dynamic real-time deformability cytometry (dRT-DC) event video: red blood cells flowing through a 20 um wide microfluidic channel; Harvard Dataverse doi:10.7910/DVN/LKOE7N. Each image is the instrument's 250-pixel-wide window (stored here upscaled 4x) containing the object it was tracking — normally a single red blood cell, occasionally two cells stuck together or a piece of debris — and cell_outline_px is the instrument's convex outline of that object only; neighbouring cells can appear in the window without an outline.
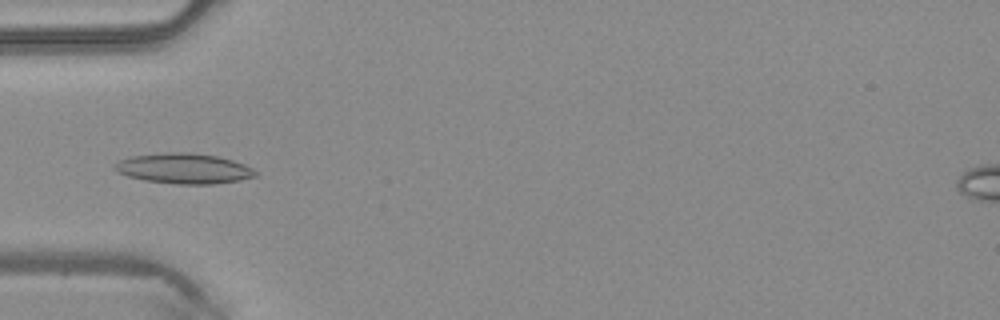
{"species": "common noctule bat (a hibernating species)", "species_latin": "Nyctalus noctula", "temperature_condition": "warm", "stored_images_in_passage": 33, "camera_frame_rate_fps": 3000, "um_per_image_px": 0.085, "animal": {"sex": "male", "body_mass_g": 20.4}, "frame": {"image": 1, "passage_image": 1, "time_ms": 0.0, "image_size_px": [1000, 320], "cell_outline_px": [[256, 176], [240, 180], [212, 184], [176, 184], [144, 180], [128, 176], [116, 172], [112, 168], [120, 160], [132, 156], [172, 152], [184, 152], [216, 156], [232, 160], [244, 164], [252, 168], [256, 172]], "centroid_in_image_um": [15.61, 14.33], "position_along_channel_um": 69.4, "area_um2": 24.62}}
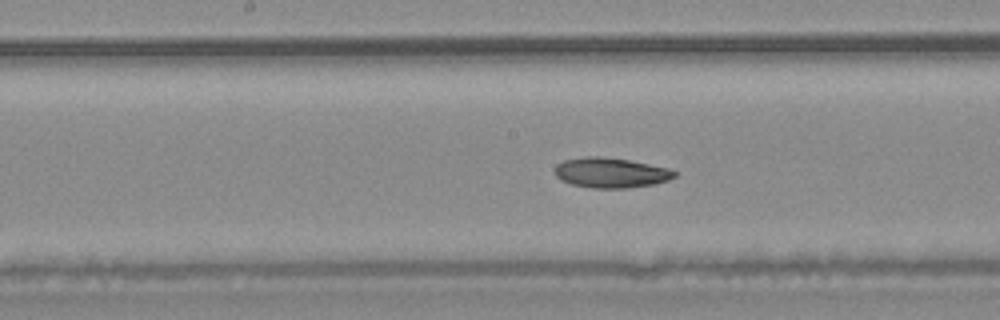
{"frame": {"image": 2, "passage_image": 10, "time_ms": 3.0, "image_size_px": [1000, 320], "cell_outline_px": [[676, 176], [668, 180], [652, 184], [628, 188], [592, 188], [572, 184], [560, 180], [556, 176], [556, 164], [564, 160], [584, 156], [600, 156], [628, 160], [668, 168], [676, 172]], "centroid_in_image_um": [51.89, 14.68], "position_along_channel_um": 196.3, "area_um2": 20.87}}
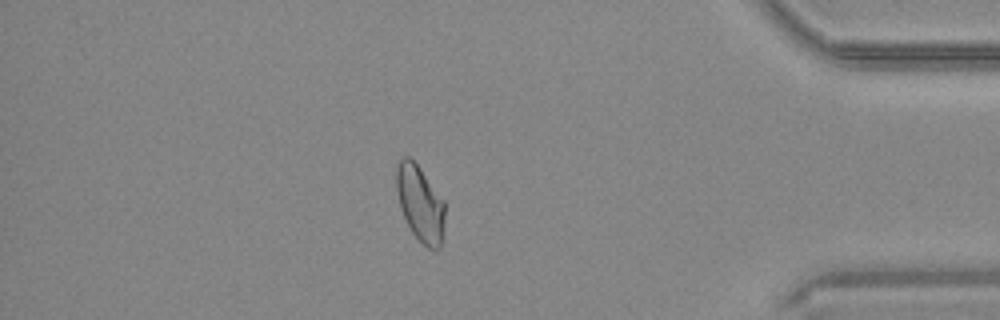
{"frame": {"image": 3, "passage_image": 27, "time_ms": 8.667, "image_size_px": [1000, 320], "cell_outline_px": [[444, 240], [440, 248], [428, 248], [412, 232], [400, 208], [396, 188], [396, 164], [404, 156], [408, 156], [420, 168], [444, 200]], "centroid_in_image_um": [35.72, 17.3], "position_along_channel_um": 399.5, "area_um2": 21.39}, "authors_computed_cell_mechanics": {"area_um2": 20.9814, "velocity_mm_per_s": 4.2121, "shape_relaxation_time_tau1_ms": 4.5998, "shape_relaxation_time_tau2_ms": 5.8253, "deformation_change_tau1": 0.1047, "deformation_change_tau2": 0.1054}}